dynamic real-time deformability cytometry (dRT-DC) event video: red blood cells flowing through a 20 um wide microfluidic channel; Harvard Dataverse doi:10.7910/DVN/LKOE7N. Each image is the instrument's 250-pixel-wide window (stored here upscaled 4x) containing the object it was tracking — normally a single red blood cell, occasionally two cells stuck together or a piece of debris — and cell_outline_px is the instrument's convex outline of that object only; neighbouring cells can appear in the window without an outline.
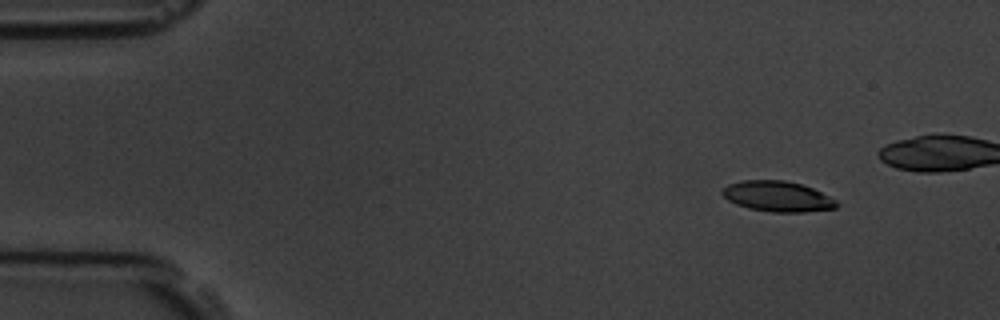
{"species": "common noctule bat (a hibernating species)", "species_latin": "Nyctalus noctula", "temperature_condition": "room temperature", "stored_images_in_passage": 50, "camera_frame_rate_fps": 3000, "um_per_image_px": 0.085, "animal": {"sex": "male", "body_mass_g": 19.5, "forearm_length_mm": 54.6}, "frame": {"image": 1, "passage_image": 6, "time_ms": 1.667, "image_size_px": [1000, 320], "cell_outline_px": [[840, 204], [836, 208], [804, 212], [772, 212], [748, 208], [736, 204], [728, 200], [720, 192], [728, 184], [744, 180], [784, 180], [800, 184], [812, 188], [836, 200]], "centroid_in_image_um": [66.09, 16.7], "position_along_channel_um": 18.9, "area_um2": 20.23}}
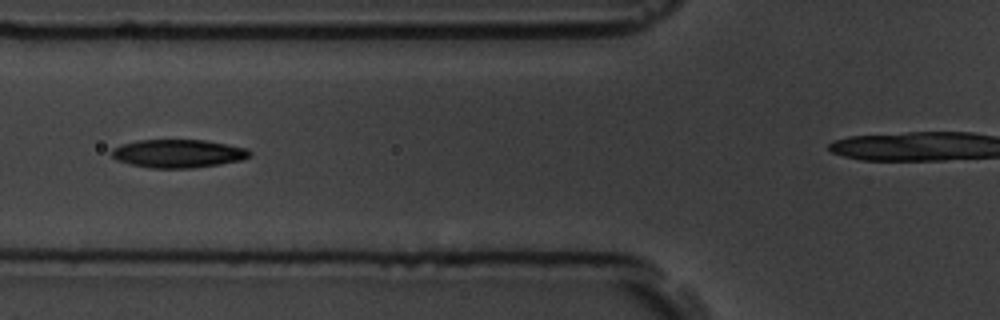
{"frame": {"image": 2, "passage_image": 22, "time_ms": 7.0, "image_size_px": [1000, 320], "cell_outline_px": [[252, 152], [248, 156], [240, 160], [220, 164], [192, 168], [152, 168], [132, 164], [116, 160], [112, 156], [112, 148], [120, 144], [136, 140], [204, 140], [248, 148]], "centroid_in_image_um": [15.12, 13.04], "position_along_channel_um": 110.7, "area_um2": 22.66}}
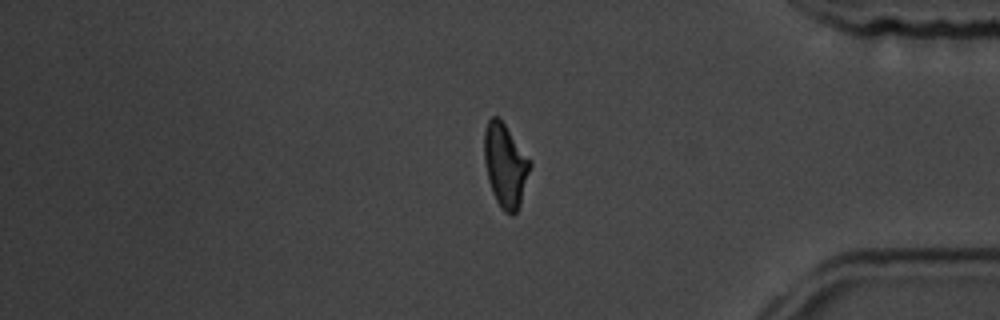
{"frame": {"image": 3, "passage_image": 48, "time_ms": 15.667, "image_size_px": [1000, 320], "cell_outline_px": [[532, 164], [520, 204], [516, 212], [512, 216], [504, 212], [500, 208], [492, 192], [488, 180], [484, 160], [484, 132], [488, 120], [492, 116], [500, 116], [532, 160]], "centroid_in_image_um": [42.96, 14.02], "position_along_channel_um": 392.2, "area_um2": 22.77}, "authors_computed_cell_mechanics": {"area_um2": 22.0507, "velocity_mm_per_s": 3.54, "shape_relaxation_time_tau1_ms": 4.0319, "shape_relaxation_time_tau2_ms": 3.4066, "deformation_change_tau1": 0.1561, "deformation_change_tau2": 0.1088}}